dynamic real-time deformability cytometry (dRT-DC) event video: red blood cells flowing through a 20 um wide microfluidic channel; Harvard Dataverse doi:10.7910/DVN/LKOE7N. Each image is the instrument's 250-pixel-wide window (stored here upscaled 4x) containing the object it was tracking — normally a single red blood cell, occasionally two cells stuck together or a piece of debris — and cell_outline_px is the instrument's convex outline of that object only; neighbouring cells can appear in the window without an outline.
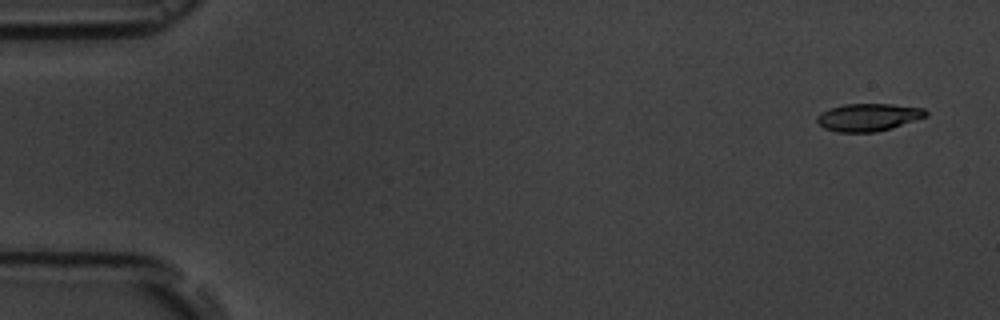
{"species": "common noctule bat (a hibernating species)", "species_latin": "Nyctalus noctula", "temperature_condition": "room temperature", "stored_images_in_passage": 6, "camera_frame_rate_fps": 3000, "um_per_image_px": 0.085, "animal": {"sex": "male", "body_mass_g": 19.5, "forearm_length_mm": 54.6}, "frame": {"image": 1, "passage_image": 1, "time_ms": 0.0, "image_size_px": [1000, 320], "cell_outline_px": [[928, 116], [892, 128], [876, 132], [836, 132], [824, 128], [816, 120], [816, 116], [820, 112], [828, 108], [844, 104], [892, 104], [924, 108], [928, 112]], "centroid_in_image_um": [73.8, 9.96], "position_along_channel_um": 11.2, "area_um2": 17.69}}
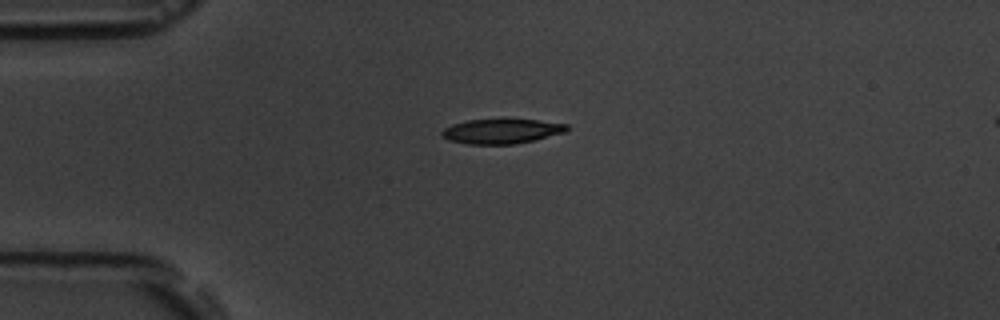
{"frame": {"image": 2, "passage_image": 4, "time_ms": 3.667, "image_size_px": [1000, 320], "cell_outline_px": [[568, 128], [564, 132], [532, 140], [512, 144], [468, 144], [448, 140], [440, 136], [440, 132], [444, 128], [452, 124], [468, 120], [504, 116], [568, 124]], "centroid_in_image_um": [42.57, 11.1], "position_along_channel_um": 42.4, "area_um2": 18.67}}